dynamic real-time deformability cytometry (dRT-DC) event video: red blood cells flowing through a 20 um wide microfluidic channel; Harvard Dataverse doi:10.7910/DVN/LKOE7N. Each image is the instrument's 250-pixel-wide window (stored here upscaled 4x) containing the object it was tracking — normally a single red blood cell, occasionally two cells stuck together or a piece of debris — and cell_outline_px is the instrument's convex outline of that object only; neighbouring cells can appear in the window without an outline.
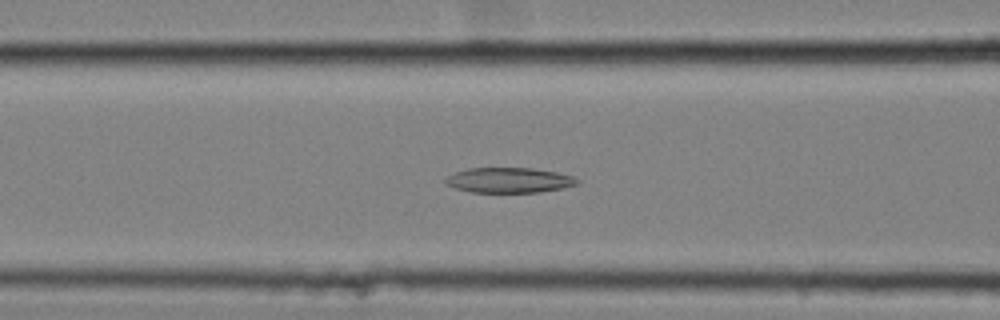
{"species": "common noctule bat (a hibernating species)", "species_latin": "Nyctalus noctula", "temperature_condition": "cold", "stored_images_in_passage": 55, "camera_frame_rate_fps": 3000, "um_per_image_px": 0.085, "animal": {"sex": "female", "body_mass_g": 25.1}, "frame": {"image": 1, "passage_image": 22, "time_ms": 7.0, "image_size_px": [1000, 320], "cell_outline_px": [[580, 180], [576, 184], [560, 188], [540, 192], [472, 192], [456, 188], [448, 184], [444, 180], [448, 176], [456, 172], [468, 168], [532, 168], [556, 172], [572, 176]], "centroid_in_image_um": [43.27, 15.31], "position_along_channel_um": 123.3, "area_um2": 19.02}}
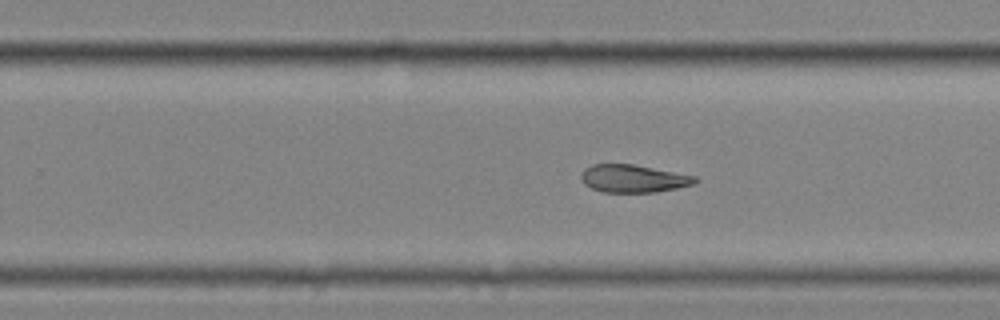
{"frame": {"image": 2, "passage_image": 35, "time_ms": 11.333, "image_size_px": [1000, 320], "cell_outline_px": [[700, 180], [696, 184], [656, 192], [604, 192], [592, 188], [584, 184], [580, 176], [584, 168], [592, 164], [632, 164], [696, 176]], "centroid_in_image_um": [53.85, 15.18], "position_along_channel_um": 276.0, "area_um2": 18.44}}
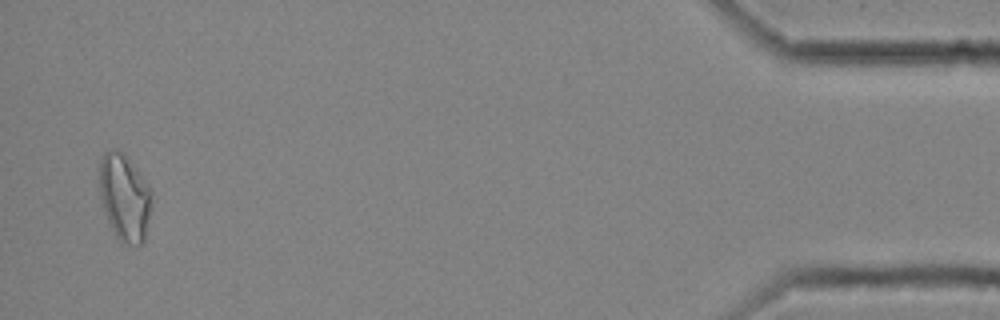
{"frame": {"image": 3, "passage_image": 54, "time_ms": 17.667, "image_size_px": [1000, 320], "cell_outline_px": [[152, 208], [144, 244], [136, 248], [120, 244], [108, 220], [100, 196], [100, 160], [104, 152], [116, 148], [136, 168], [152, 188]], "centroid_in_image_um": [10.64, 16.87], "position_along_channel_um": 424.6, "area_um2": 26.93}, "authors_computed_cell_mechanics": {"area_um2": 20.5768, "velocity_mm_per_s": 3.5276, "shape_relaxation_time_tau1_ms": null, "shape_relaxation_time_tau2_ms": 8.718, "deformation_change_tau1": null, "deformation_change_tau2": 0.191}}